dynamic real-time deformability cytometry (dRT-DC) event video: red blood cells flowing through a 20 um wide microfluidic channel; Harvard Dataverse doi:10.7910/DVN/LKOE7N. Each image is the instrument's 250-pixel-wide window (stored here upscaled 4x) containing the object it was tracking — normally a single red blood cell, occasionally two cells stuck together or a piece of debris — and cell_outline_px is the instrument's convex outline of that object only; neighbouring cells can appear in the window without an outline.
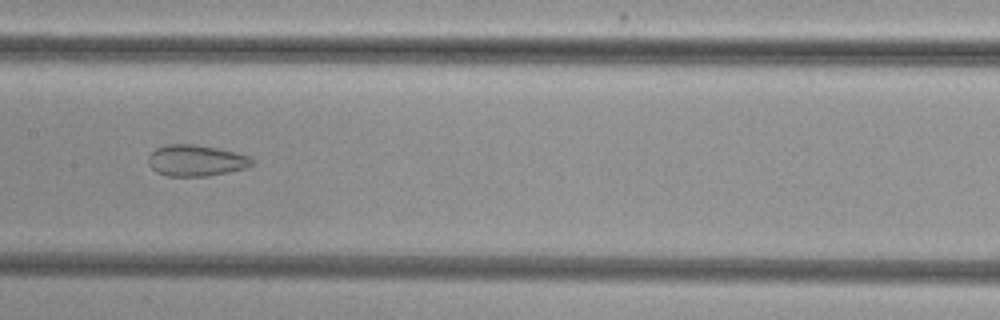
{"species": "common noctule bat (a hibernating species)", "species_latin": "Nyctalus noctula", "temperature_condition": "cold", "stored_images_in_passage": 39, "camera_frame_rate_fps": 3000, "um_per_image_px": 0.085, "animal": {"sex": "female", "body_mass_g": 29.2, "forearm_length_mm": 56.3}, "frame": {"image": 1, "passage_image": 13, "time_ms": 4.0, "image_size_px": [1000, 320], "cell_outline_px": [[252, 164], [248, 168], [228, 172], [204, 176], [168, 176], [156, 172], [148, 164], [148, 156], [156, 148], [168, 144], [192, 144], [216, 148], [236, 152], [248, 156], [252, 160]], "centroid_in_image_um": [16.64, 13.64], "position_along_channel_um": 190.8, "area_um2": 18.79}}
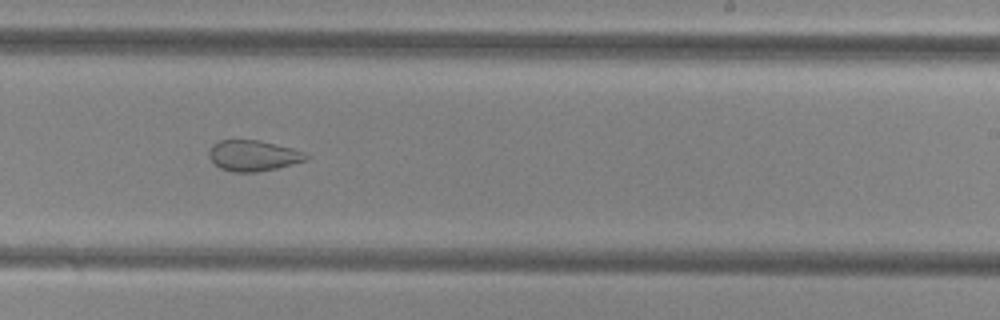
{"frame": {"image": 2, "passage_image": 19, "time_ms": 6.0, "image_size_px": [1000, 320], "cell_outline_px": [[312, 156], [308, 160], [276, 168], [256, 172], [232, 172], [220, 168], [208, 156], [208, 152], [212, 144], [220, 140], [260, 140], [292, 148], [304, 152]], "centroid_in_image_um": [21.54, 13.22], "position_along_channel_um": 267.5, "area_um2": 17.51}}
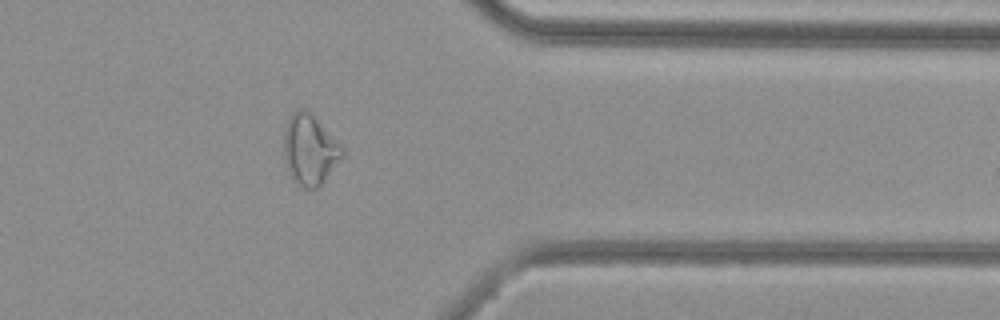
{"frame": {"image": 3, "passage_image": 29, "time_ms": 9.333, "image_size_px": [1000, 320], "cell_outline_px": [[344, 156], [320, 184], [316, 188], [300, 188], [292, 180], [284, 160], [284, 132], [288, 120], [292, 112], [300, 108], [308, 108], [312, 112], [344, 148]], "centroid_in_image_um": [26.32, 12.69], "position_along_channel_um": 385.1, "area_um2": 24.22}, "authors_computed_cell_mechanics": {"area_um2": 21.2704, "velocity_mm_per_s": 3.847, "shape_relaxation_time_tau1_ms": null, "shape_relaxation_time_tau2_ms": 1.8493, "deformation_change_tau1": null, "deformation_change_tau2": 0.0852}}